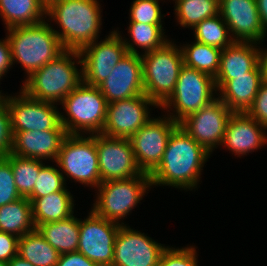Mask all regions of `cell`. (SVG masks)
<instances>
[{"mask_svg": "<svg viewBox=\"0 0 267 266\" xmlns=\"http://www.w3.org/2000/svg\"><path fill=\"white\" fill-rule=\"evenodd\" d=\"M210 156L211 153L178 125L168 139L161 162L149 174L152 187L159 185L184 191L197 190L201 184L202 170Z\"/></svg>", "mask_w": 267, "mask_h": 266, "instance_id": "obj_1", "label": "cell"}, {"mask_svg": "<svg viewBox=\"0 0 267 266\" xmlns=\"http://www.w3.org/2000/svg\"><path fill=\"white\" fill-rule=\"evenodd\" d=\"M101 5L99 0H57L47 7L46 20L57 24L53 31L64 49L80 51L100 39Z\"/></svg>", "mask_w": 267, "mask_h": 266, "instance_id": "obj_2", "label": "cell"}, {"mask_svg": "<svg viewBox=\"0 0 267 266\" xmlns=\"http://www.w3.org/2000/svg\"><path fill=\"white\" fill-rule=\"evenodd\" d=\"M23 81L20 89L28 96L59 106L82 82V61L79 51L65 49L54 60L34 71Z\"/></svg>", "mask_w": 267, "mask_h": 266, "instance_id": "obj_3", "label": "cell"}, {"mask_svg": "<svg viewBox=\"0 0 267 266\" xmlns=\"http://www.w3.org/2000/svg\"><path fill=\"white\" fill-rule=\"evenodd\" d=\"M53 27V24L44 20L34 25L16 26L6 30L13 65L19 63L26 78L65 50Z\"/></svg>", "mask_w": 267, "mask_h": 266, "instance_id": "obj_4", "label": "cell"}, {"mask_svg": "<svg viewBox=\"0 0 267 266\" xmlns=\"http://www.w3.org/2000/svg\"><path fill=\"white\" fill-rule=\"evenodd\" d=\"M151 188L150 176L145 172L130 178L101 182L94 190L97 194L91 210L99 217L126 225L123 220L141 203Z\"/></svg>", "mask_w": 267, "mask_h": 266, "instance_id": "obj_5", "label": "cell"}, {"mask_svg": "<svg viewBox=\"0 0 267 266\" xmlns=\"http://www.w3.org/2000/svg\"><path fill=\"white\" fill-rule=\"evenodd\" d=\"M60 106V110L62 108L64 111L60 114L61 124L67 134L102 133L106 121L107 102L97 86L82 81L63 99Z\"/></svg>", "mask_w": 267, "mask_h": 266, "instance_id": "obj_6", "label": "cell"}, {"mask_svg": "<svg viewBox=\"0 0 267 266\" xmlns=\"http://www.w3.org/2000/svg\"><path fill=\"white\" fill-rule=\"evenodd\" d=\"M145 95L159 107L173 93L184 65L181 46L169 40L164 46L141 55Z\"/></svg>", "mask_w": 267, "mask_h": 266, "instance_id": "obj_7", "label": "cell"}, {"mask_svg": "<svg viewBox=\"0 0 267 266\" xmlns=\"http://www.w3.org/2000/svg\"><path fill=\"white\" fill-rule=\"evenodd\" d=\"M216 97L217 89L212 76L183 65L173 93L159 109L166 111L165 114L179 124Z\"/></svg>", "mask_w": 267, "mask_h": 266, "instance_id": "obj_8", "label": "cell"}, {"mask_svg": "<svg viewBox=\"0 0 267 266\" xmlns=\"http://www.w3.org/2000/svg\"><path fill=\"white\" fill-rule=\"evenodd\" d=\"M54 163L67 182L71 180L94 189L101 183L94 135L67 134Z\"/></svg>", "mask_w": 267, "mask_h": 266, "instance_id": "obj_9", "label": "cell"}, {"mask_svg": "<svg viewBox=\"0 0 267 266\" xmlns=\"http://www.w3.org/2000/svg\"><path fill=\"white\" fill-rule=\"evenodd\" d=\"M4 100L8 107L12 132L65 130L61 124L58 104L34 99L21 89L19 93L7 94Z\"/></svg>", "mask_w": 267, "mask_h": 266, "instance_id": "obj_10", "label": "cell"}, {"mask_svg": "<svg viewBox=\"0 0 267 266\" xmlns=\"http://www.w3.org/2000/svg\"><path fill=\"white\" fill-rule=\"evenodd\" d=\"M118 29L110 30L104 39H97L79 51L84 83L98 86L128 53L122 39L123 32Z\"/></svg>", "mask_w": 267, "mask_h": 266, "instance_id": "obj_11", "label": "cell"}, {"mask_svg": "<svg viewBox=\"0 0 267 266\" xmlns=\"http://www.w3.org/2000/svg\"><path fill=\"white\" fill-rule=\"evenodd\" d=\"M179 124L166 114L152 117L129 140L142 172L150 174L161 162L168 139Z\"/></svg>", "mask_w": 267, "mask_h": 266, "instance_id": "obj_12", "label": "cell"}, {"mask_svg": "<svg viewBox=\"0 0 267 266\" xmlns=\"http://www.w3.org/2000/svg\"><path fill=\"white\" fill-rule=\"evenodd\" d=\"M120 226L90 210L86 218H80L77 251L98 266H112L114 245Z\"/></svg>", "mask_w": 267, "mask_h": 266, "instance_id": "obj_13", "label": "cell"}, {"mask_svg": "<svg viewBox=\"0 0 267 266\" xmlns=\"http://www.w3.org/2000/svg\"><path fill=\"white\" fill-rule=\"evenodd\" d=\"M233 112L217 96L210 103L183 119L179 125L209 153L220 148L225 128Z\"/></svg>", "mask_w": 267, "mask_h": 266, "instance_id": "obj_14", "label": "cell"}, {"mask_svg": "<svg viewBox=\"0 0 267 266\" xmlns=\"http://www.w3.org/2000/svg\"><path fill=\"white\" fill-rule=\"evenodd\" d=\"M154 107L159 109V106L145 94L107 103L102 134L109 137L130 138L152 118L150 111Z\"/></svg>", "mask_w": 267, "mask_h": 266, "instance_id": "obj_15", "label": "cell"}, {"mask_svg": "<svg viewBox=\"0 0 267 266\" xmlns=\"http://www.w3.org/2000/svg\"><path fill=\"white\" fill-rule=\"evenodd\" d=\"M93 135L96 137L101 182L143 173L136 163L129 138L109 137L102 133Z\"/></svg>", "mask_w": 267, "mask_h": 266, "instance_id": "obj_16", "label": "cell"}, {"mask_svg": "<svg viewBox=\"0 0 267 266\" xmlns=\"http://www.w3.org/2000/svg\"><path fill=\"white\" fill-rule=\"evenodd\" d=\"M147 235L132 229L129 224L121 225L115 240L112 266H157L167 245Z\"/></svg>", "mask_w": 267, "mask_h": 266, "instance_id": "obj_17", "label": "cell"}, {"mask_svg": "<svg viewBox=\"0 0 267 266\" xmlns=\"http://www.w3.org/2000/svg\"><path fill=\"white\" fill-rule=\"evenodd\" d=\"M97 87L107 103L145 94L141 55L127 53Z\"/></svg>", "mask_w": 267, "mask_h": 266, "instance_id": "obj_18", "label": "cell"}, {"mask_svg": "<svg viewBox=\"0 0 267 266\" xmlns=\"http://www.w3.org/2000/svg\"><path fill=\"white\" fill-rule=\"evenodd\" d=\"M219 14L235 41L256 42L263 47L266 36L256 0H219Z\"/></svg>", "mask_w": 267, "mask_h": 266, "instance_id": "obj_19", "label": "cell"}, {"mask_svg": "<svg viewBox=\"0 0 267 266\" xmlns=\"http://www.w3.org/2000/svg\"><path fill=\"white\" fill-rule=\"evenodd\" d=\"M221 146L242 158L267 146V130L248 113L233 112L227 121Z\"/></svg>", "mask_w": 267, "mask_h": 266, "instance_id": "obj_20", "label": "cell"}, {"mask_svg": "<svg viewBox=\"0 0 267 266\" xmlns=\"http://www.w3.org/2000/svg\"><path fill=\"white\" fill-rule=\"evenodd\" d=\"M10 153L47 163L55 162L61 144L66 137V130L12 132ZM48 160V161H47Z\"/></svg>", "mask_w": 267, "mask_h": 266, "instance_id": "obj_21", "label": "cell"}, {"mask_svg": "<svg viewBox=\"0 0 267 266\" xmlns=\"http://www.w3.org/2000/svg\"><path fill=\"white\" fill-rule=\"evenodd\" d=\"M262 70L258 63L246 75L234 76L230 80H215L217 96L232 112H244L252 107L259 86Z\"/></svg>", "mask_w": 267, "mask_h": 266, "instance_id": "obj_22", "label": "cell"}, {"mask_svg": "<svg viewBox=\"0 0 267 266\" xmlns=\"http://www.w3.org/2000/svg\"><path fill=\"white\" fill-rule=\"evenodd\" d=\"M258 45L256 42L234 41L223 49L214 80H230L250 72L259 63L262 47Z\"/></svg>", "mask_w": 267, "mask_h": 266, "instance_id": "obj_23", "label": "cell"}, {"mask_svg": "<svg viewBox=\"0 0 267 266\" xmlns=\"http://www.w3.org/2000/svg\"><path fill=\"white\" fill-rule=\"evenodd\" d=\"M75 198L70 190H61L40 198H28L32 204L35 227L48 222L67 219L74 214ZM75 203V204H74Z\"/></svg>", "mask_w": 267, "mask_h": 266, "instance_id": "obj_24", "label": "cell"}, {"mask_svg": "<svg viewBox=\"0 0 267 266\" xmlns=\"http://www.w3.org/2000/svg\"><path fill=\"white\" fill-rule=\"evenodd\" d=\"M36 229L60 255L77 251L80 218H77L75 213L64 220L43 223Z\"/></svg>", "mask_w": 267, "mask_h": 266, "instance_id": "obj_25", "label": "cell"}, {"mask_svg": "<svg viewBox=\"0 0 267 266\" xmlns=\"http://www.w3.org/2000/svg\"><path fill=\"white\" fill-rule=\"evenodd\" d=\"M46 9L40 0H0V17L6 30L46 20Z\"/></svg>", "mask_w": 267, "mask_h": 266, "instance_id": "obj_26", "label": "cell"}, {"mask_svg": "<svg viewBox=\"0 0 267 266\" xmlns=\"http://www.w3.org/2000/svg\"><path fill=\"white\" fill-rule=\"evenodd\" d=\"M128 37L122 36L128 53L143 55L164 46L170 38L165 35L164 24L129 22ZM130 39V40H129ZM137 46V47H136ZM141 49V52L138 51ZM143 49V50H142Z\"/></svg>", "mask_w": 267, "mask_h": 266, "instance_id": "obj_27", "label": "cell"}, {"mask_svg": "<svg viewBox=\"0 0 267 266\" xmlns=\"http://www.w3.org/2000/svg\"><path fill=\"white\" fill-rule=\"evenodd\" d=\"M35 229L32 204L27 197H21L0 207V231L21 238Z\"/></svg>", "mask_w": 267, "mask_h": 266, "instance_id": "obj_28", "label": "cell"}, {"mask_svg": "<svg viewBox=\"0 0 267 266\" xmlns=\"http://www.w3.org/2000/svg\"><path fill=\"white\" fill-rule=\"evenodd\" d=\"M18 255L34 266H56L60 256L37 229L19 238Z\"/></svg>", "mask_w": 267, "mask_h": 266, "instance_id": "obj_29", "label": "cell"}, {"mask_svg": "<svg viewBox=\"0 0 267 266\" xmlns=\"http://www.w3.org/2000/svg\"><path fill=\"white\" fill-rule=\"evenodd\" d=\"M181 46L184 65L204 72L215 78L219 67L222 50L207 44L193 41Z\"/></svg>", "mask_w": 267, "mask_h": 266, "instance_id": "obj_30", "label": "cell"}, {"mask_svg": "<svg viewBox=\"0 0 267 266\" xmlns=\"http://www.w3.org/2000/svg\"><path fill=\"white\" fill-rule=\"evenodd\" d=\"M177 25L192 29L206 18L219 14V0H172Z\"/></svg>", "mask_w": 267, "mask_h": 266, "instance_id": "obj_31", "label": "cell"}, {"mask_svg": "<svg viewBox=\"0 0 267 266\" xmlns=\"http://www.w3.org/2000/svg\"><path fill=\"white\" fill-rule=\"evenodd\" d=\"M192 30L195 41L221 50L235 41L231 37L229 28L220 14L204 19L195 25Z\"/></svg>", "mask_w": 267, "mask_h": 266, "instance_id": "obj_32", "label": "cell"}, {"mask_svg": "<svg viewBox=\"0 0 267 266\" xmlns=\"http://www.w3.org/2000/svg\"><path fill=\"white\" fill-rule=\"evenodd\" d=\"M4 158L11 164L18 192L22 197H28L33 192L39 171L46 161L25 158L12 153Z\"/></svg>", "mask_w": 267, "mask_h": 266, "instance_id": "obj_33", "label": "cell"}, {"mask_svg": "<svg viewBox=\"0 0 267 266\" xmlns=\"http://www.w3.org/2000/svg\"><path fill=\"white\" fill-rule=\"evenodd\" d=\"M56 165V166H55ZM45 164L39 171L33 192L27 198H40L67 189V183L57 164Z\"/></svg>", "mask_w": 267, "mask_h": 266, "instance_id": "obj_34", "label": "cell"}, {"mask_svg": "<svg viewBox=\"0 0 267 266\" xmlns=\"http://www.w3.org/2000/svg\"><path fill=\"white\" fill-rule=\"evenodd\" d=\"M160 1L163 0H133L129 9V22H139L145 24H164L162 7ZM163 2L166 3L164 0Z\"/></svg>", "mask_w": 267, "mask_h": 266, "instance_id": "obj_35", "label": "cell"}, {"mask_svg": "<svg viewBox=\"0 0 267 266\" xmlns=\"http://www.w3.org/2000/svg\"><path fill=\"white\" fill-rule=\"evenodd\" d=\"M195 245L183 247L167 246L157 266H198V252Z\"/></svg>", "mask_w": 267, "mask_h": 266, "instance_id": "obj_36", "label": "cell"}, {"mask_svg": "<svg viewBox=\"0 0 267 266\" xmlns=\"http://www.w3.org/2000/svg\"><path fill=\"white\" fill-rule=\"evenodd\" d=\"M21 197L15 185L11 164L4 157H0V207Z\"/></svg>", "mask_w": 267, "mask_h": 266, "instance_id": "obj_37", "label": "cell"}, {"mask_svg": "<svg viewBox=\"0 0 267 266\" xmlns=\"http://www.w3.org/2000/svg\"><path fill=\"white\" fill-rule=\"evenodd\" d=\"M12 136L8 107L2 99L0 100V157H5L10 153Z\"/></svg>", "mask_w": 267, "mask_h": 266, "instance_id": "obj_38", "label": "cell"}, {"mask_svg": "<svg viewBox=\"0 0 267 266\" xmlns=\"http://www.w3.org/2000/svg\"><path fill=\"white\" fill-rule=\"evenodd\" d=\"M247 113L267 130V84L261 83L252 107Z\"/></svg>", "mask_w": 267, "mask_h": 266, "instance_id": "obj_39", "label": "cell"}, {"mask_svg": "<svg viewBox=\"0 0 267 266\" xmlns=\"http://www.w3.org/2000/svg\"><path fill=\"white\" fill-rule=\"evenodd\" d=\"M18 240L15 235L0 231V260L9 262L18 255Z\"/></svg>", "mask_w": 267, "mask_h": 266, "instance_id": "obj_40", "label": "cell"}, {"mask_svg": "<svg viewBox=\"0 0 267 266\" xmlns=\"http://www.w3.org/2000/svg\"><path fill=\"white\" fill-rule=\"evenodd\" d=\"M13 67L11 46L6 37L0 39V78L6 77V73Z\"/></svg>", "mask_w": 267, "mask_h": 266, "instance_id": "obj_41", "label": "cell"}, {"mask_svg": "<svg viewBox=\"0 0 267 266\" xmlns=\"http://www.w3.org/2000/svg\"><path fill=\"white\" fill-rule=\"evenodd\" d=\"M56 266H98L80 252H70L59 256Z\"/></svg>", "mask_w": 267, "mask_h": 266, "instance_id": "obj_42", "label": "cell"}, {"mask_svg": "<svg viewBox=\"0 0 267 266\" xmlns=\"http://www.w3.org/2000/svg\"><path fill=\"white\" fill-rule=\"evenodd\" d=\"M260 20L264 30L265 36H267V0H256Z\"/></svg>", "mask_w": 267, "mask_h": 266, "instance_id": "obj_43", "label": "cell"}, {"mask_svg": "<svg viewBox=\"0 0 267 266\" xmlns=\"http://www.w3.org/2000/svg\"><path fill=\"white\" fill-rule=\"evenodd\" d=\"M259 64L262 70V82L267 84V49L261 48Z\"/></svg>", "mask_w": 267, "mask_h": 266, "instance_id": "obj_44", "label": "cell"}, {"mask_svg": "<svg viewBox=\"0 0 267 266\" xmlns=\"http://www.w3.org/2000/svg\"><path fill=\"white\" fill-rule=\"evenodd\" d=\"M7 266H34L31 262L24 260L19 255L13 257L9 262H7Z\"/></svg>", "mask_w": 267, "mask_h": 266, "instance_id": "obj_45", "label": "cell"}, {"mask_svg": "<svg viewBox=\"0 0 267 266\" xmlns=\"http://www.w3.org/2000/svg\"><path fill=\"white\" fill-rule=\"evenodd\" d=\"M44 5L45 7L47 8L51 3H53L54 1H57V0H40Z\"/></svg>", "mask_w": 267, "mask_h": 266, "instance_id": "obj_46", "label": "cell"}, {"mask_svg": "<svg viewBox=\"0 0 267 266\" xmlns=\"http://www.w3.org/2000/svg\"><path fill=\"white\" fill-rule=\"evenodd\" d=\"M0 81H1V78H0ZM7 93H3L2 90H0V100L4 99L7 95Z\"/></svg>", "mask_w": 267, "mask_h": 266, "instance_id": "obj_47", "label": "cell"}, {"mask_svg": "<svg viewBox=\"0 0 267 266\" xmlns=\"http://www.w3.org/2000/svg\"><path fill=\"white\" fill-rule=\"evenodd\" d=\"M0 266H7V262L0 260Z\"/></svg>", "mask_w": 267, "mask_h": 266, "instance_id": "obj_48", "label": "cell"}]
</instances>
